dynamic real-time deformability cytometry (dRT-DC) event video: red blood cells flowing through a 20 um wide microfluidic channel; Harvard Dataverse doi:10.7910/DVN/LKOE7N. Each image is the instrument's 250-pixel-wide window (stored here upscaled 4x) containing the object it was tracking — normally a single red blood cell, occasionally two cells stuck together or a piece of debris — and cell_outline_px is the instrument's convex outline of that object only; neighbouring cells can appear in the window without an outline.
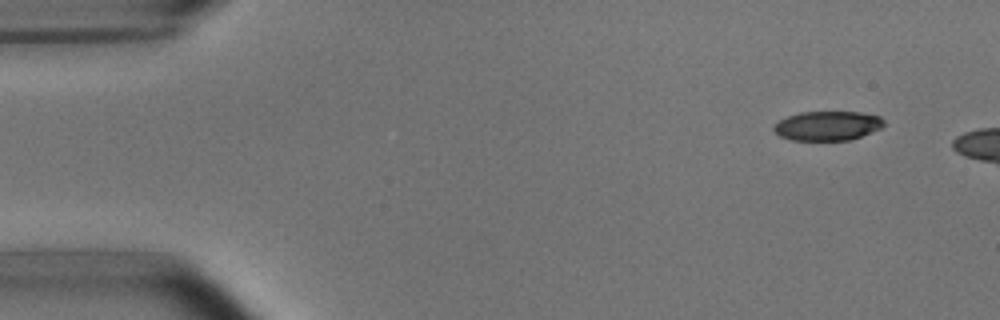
{"species": "common noctule bat (a hibernating species)", "species_latin": "Nyctalus noctula", "temperature_condition": "room temperature", "stored_images_in_passage": 6, "camera_frame_rate_fps": 3000, "um_per_image_px": 0.085, "animal": {"sex": "male", "body_mass_g": 15.6}, "frame": {"image": 1, "passage_image": 1, "time_ms": 0.0, "image_size_px": [1000, 320], "cell_outline_px": [[884, 124], [880, 128], [860, 136], [848, 140], [792, 140], [780, 136], [772, 128], [780, 120], [788, 116], [800, 112], [860, 112], [880, 116], [884, 120]], "centroid_in_image_um": [70.34, 10.68], "position_along_channel_um": 14.7, "area_um2": 18.61}}